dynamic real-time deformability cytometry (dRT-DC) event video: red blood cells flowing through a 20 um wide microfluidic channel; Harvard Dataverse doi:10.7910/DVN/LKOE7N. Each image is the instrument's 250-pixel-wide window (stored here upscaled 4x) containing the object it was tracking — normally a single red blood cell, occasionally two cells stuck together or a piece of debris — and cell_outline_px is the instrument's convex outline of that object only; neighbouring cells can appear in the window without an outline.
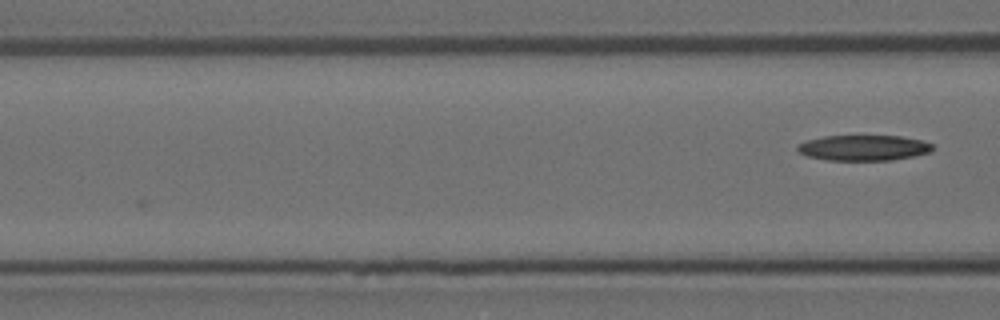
{"species": "Egyptian fruit bat (a non-hibernating species)", "species_latin": "Rousettus aegyptiacus", "temperature_condition": "room temperature", "stored_images_in_passage": 6, "camera_frame_rate_fps": 3000, "um_per_image_px": 0.085, "animal": {"sex": "female"}, "frame": {"image": 1, "passage_image": 6, "time_ms": 1.667, "image_size_px": [1000, 320], "cell_outline_px": [[936, 148], [932, 152], [892, 160], [828, 160], [808, 156], [800, 152], [796, 148], [796, 144], [808, 140], [824, 136], [900, 136], [920, 140], [932, 144]], "centroid_in_image_um": [73.43, 12.56], "position_along_channel_um": 93.2, "area_um2": 20.06}}